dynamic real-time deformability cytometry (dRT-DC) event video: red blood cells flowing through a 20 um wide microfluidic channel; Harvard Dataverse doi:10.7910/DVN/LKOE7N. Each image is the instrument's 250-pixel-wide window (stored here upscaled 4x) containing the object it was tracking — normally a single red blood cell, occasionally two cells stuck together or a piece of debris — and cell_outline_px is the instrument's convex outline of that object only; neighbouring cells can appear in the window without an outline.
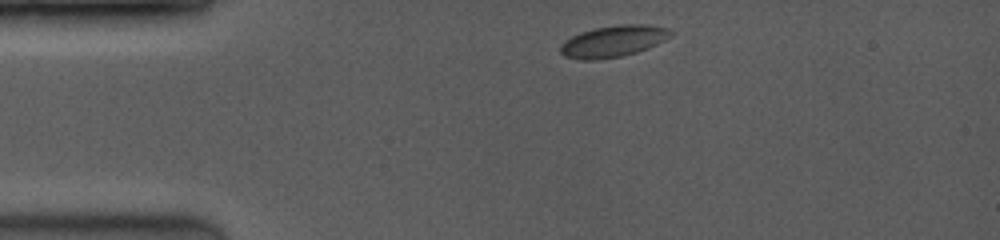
{"species": "common noctule bat (a hibernating species)", "species_latin": "Nyctalus noctula", "temperature_condition": "room temperature", "stored_images_in_passage": 9, "camera_frame_rate_fps": 3500, "um_per_image_px": 0.085, "animal": {"sex": "female", "body_mass_g": 19.0, "forearm_length_mm": 53.3}, "frame": {"image": 1, "passage_image": 1, "time_ms": 0.0, "image_size_px": [1000, 240], "cell_outline_px": [[672, 36], [648, 48], [636, 52], [620, 56], [596, 60], [580, 60], [564, 56], [560, 52], [560, 48], [572, 36], [580, 32], [596, 28], [620, 24], [644, 24], [668, 28], [672, 32]], "centroid_in_image_um": [52.15, 3.5], "position_along_channel_um": 32.9, "area_um2": 20.0}}
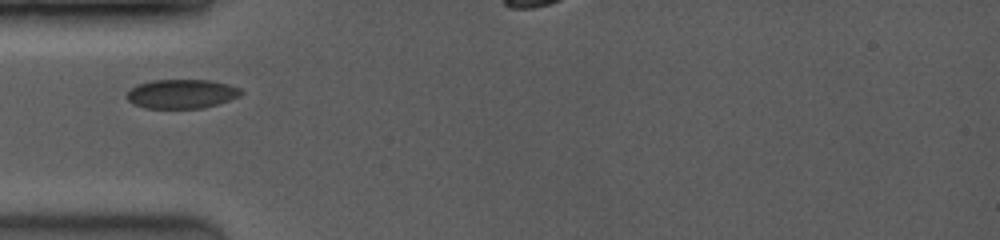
{"frame": {"image": 2, "passage_image": 4, "time_ms": 2.0, "image_size_px": [1000, 240], "cell_outline_px": [[244, 92], [240, 96], [204, 108], [144, 108], [132, 104], [124, 96], [132, 88], [140, 84], [152, 80], [208, 80], [228, 84], [240, 88]], "centroid_in_image_um": [15.43, 7.98], "position_along_channel_um": 69.6, "area_um2": 19.36}}
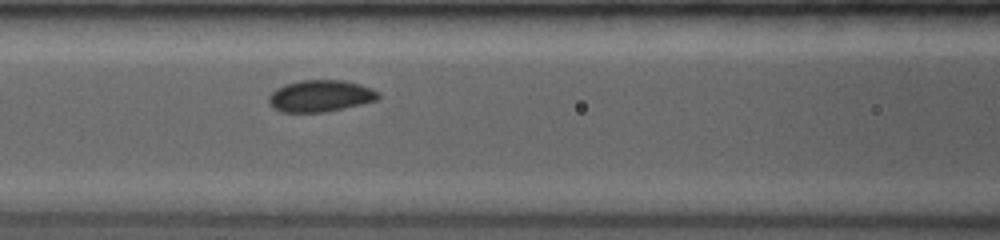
{"frame": {"image": 3, "passage_image": 8, "time_ms": 3.714, "image_size_px": [1000, 240], "cell_outline_px": [[380, 96], [376, 100], [344, 108], [324, 112], [280, 112], [272, 108], [268, 104], [268, 96], [276, 88], [284, 84], [300, 80], [344, 80], [360, 84], [380, 92]], "centroid_in_image_um": [27.19, 8.15], "position_along_channel_um": 139.4, "area_um2": 20.4}}